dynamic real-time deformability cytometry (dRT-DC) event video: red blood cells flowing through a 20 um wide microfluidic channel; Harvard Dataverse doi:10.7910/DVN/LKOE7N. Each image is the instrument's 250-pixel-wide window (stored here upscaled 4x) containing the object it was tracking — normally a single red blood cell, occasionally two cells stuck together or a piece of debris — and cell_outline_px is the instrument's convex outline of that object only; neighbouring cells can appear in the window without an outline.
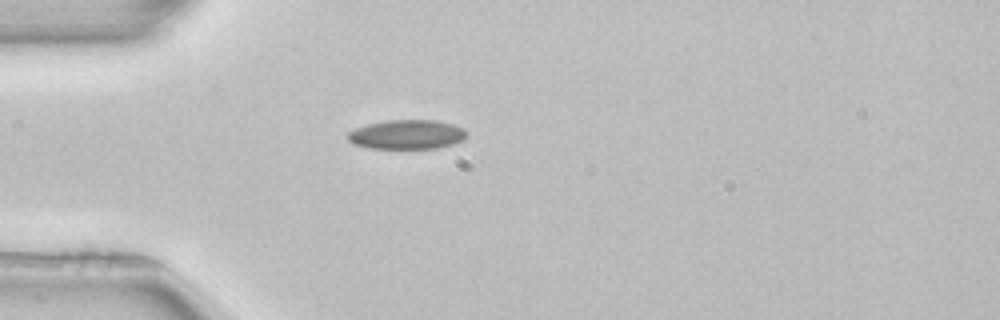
{"species": "common noctule bat (a hibernating species)", "species_latin": "Nyctalus noctula", "temperature_condition": "room temperature", "stored_images_in_passage": 38, "camera_frame_rate_fps": 3000, "um_per_image_px": 0.085, "animal": {"sex": "female", "body_mass_g": 22.7, "forearm_length_mm": 54.2}, "frame": {"image": 1, "passage_image": 1, "time_ms": 0.0, "image_size_px": [1000, 320], "cell_outline_px": [[468, 136], [464, 140], [452, 144], [436, 148], [368, 148], [352, 144], [348, 140], [348, 132], [356, 128], [368, 124], [388, 120], [436, 120], [452, 124], [464, 128], [468, 132]], "centroid_in_image_um": [34.61, 11.43], "position_along_channel_um": 50.4, "area_um2": 20.4}}
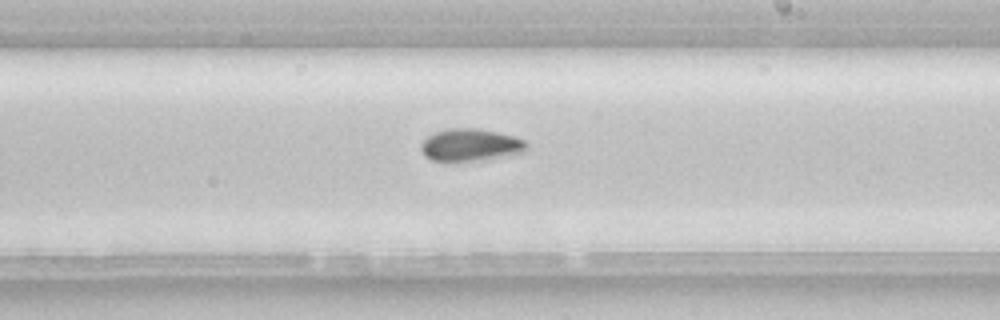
{"frame": {"image": 2, "passage_image": 17, "time_ms": 5.333, "image_size_px": [1000, 320], "cell_outline_px": [[528, 148], [524, 152], [488, 160], [456, 164], [444, 164], [432, 160], [424, 156], [420, 152], [420, 144], [428, 136], [436, 132], [448, 128], [476, 128], [496, 132], [512, 136], [524, 140], [528, 144]], "centroid_in_image_um": [39.93, 12.39], "position_along_channel_um": 249.1, "area_um2": 20.87}, "authors_computed_cell_mechanics": {"area_um2": 19.5942, "velocity_mm_per_s": 3.9506, "shape_relaxation_time_tau1_ms": 5.6735, "shape_relaxation_time_tau2_ms": null, "deformation_change_tau1": 0.1096, "deformation_change_tau2": null}}